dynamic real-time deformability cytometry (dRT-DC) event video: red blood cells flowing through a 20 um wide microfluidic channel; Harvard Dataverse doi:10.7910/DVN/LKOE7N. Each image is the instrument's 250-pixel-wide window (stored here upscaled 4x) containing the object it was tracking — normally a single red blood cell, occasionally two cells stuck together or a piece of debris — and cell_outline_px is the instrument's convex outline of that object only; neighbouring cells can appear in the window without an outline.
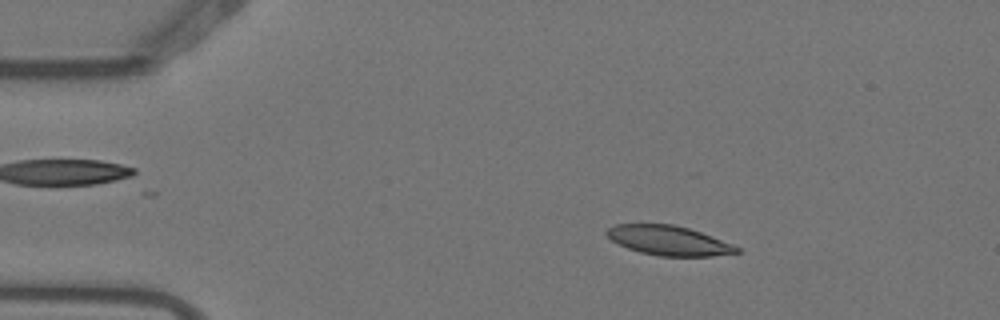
{"species": "Egyptian fruit bat (a non-hibernating species)", "species_latin": "Rousettus aegyptiacus", "temperature_condition": "warm", "stored_images_in_passage": 4, "camera_frame_rate_fps": 3000, "um_per_image_px": 0.085, "animal": {"sex": "female"}, "frame": {"image": 1, "passage_image": 2, "time_ms": 0.333, "image_size_px": [1000, 320], "cell_outline_px": [[740, 252], [712, 256], [660, 256], [640, 252], [628, 248], [612, 240], [604, 232], [608, 228], [616, 224], [672, 224], [688, 228], [712, 236], [732, 244], [740, 248]], "centroid_in_image_um": [56.84, 20.44], "position_along_channel_um": 28.2, "area_um2": 22.2}}